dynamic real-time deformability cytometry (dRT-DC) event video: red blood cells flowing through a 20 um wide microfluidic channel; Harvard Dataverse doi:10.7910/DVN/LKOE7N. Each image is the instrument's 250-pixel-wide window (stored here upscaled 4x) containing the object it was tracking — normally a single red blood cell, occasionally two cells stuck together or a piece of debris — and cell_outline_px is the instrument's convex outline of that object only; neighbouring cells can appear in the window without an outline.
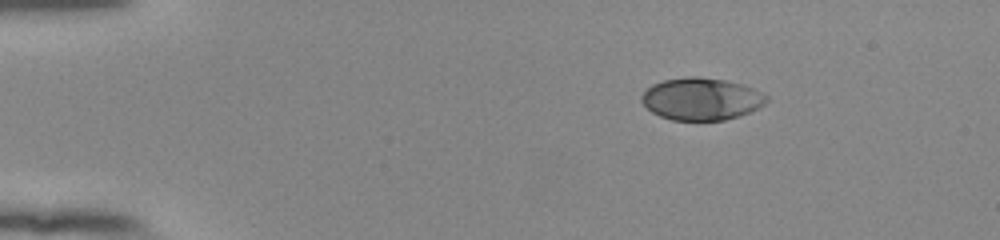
{"species": "human", "species_latin": "Homo sapiens", "temperature_condition": "room temperature", "stored_images_in_passage": 46, "camera_frame_rate_fps": 3000, "um_per_image_px": 0.085, "donor": {"sex": "female"}, "frame": {"image": 1, "passage_image": 1, "time_ms": 0.0, "image_size_px": [1000, 240], "cell_outline_px": [[768, 100], [764, 104], [740, 116], [724, 120], [672, 120], [660, 116], [652, 112], [640, 100], [640, 96], [652, 84], [664, 80], [688, 76], [696, 76], [724, 80], [740, 84], [752, 88], [768, 96]], "centroid_in_image_um": [59.59, 8.41], "position_along_channel_um": 25.4, "area_um2": 30.58}}
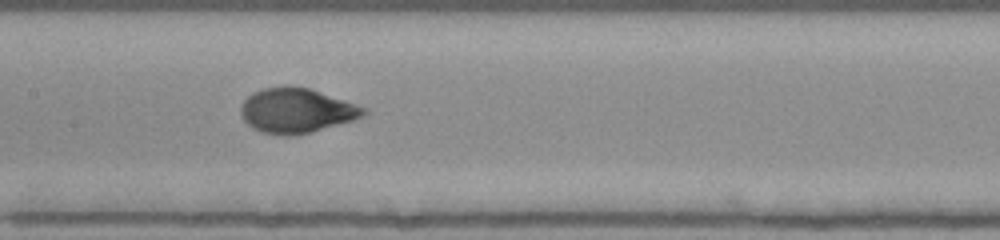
{"frame": {"image": 2, "passage_image": 20, "time_ms": 6.333, "image_size_px": [1000, 240], "cell_outline_px": [[368, 112], [364, 116], [352, 120], [308, 132], [292, 136], [284, 136], [260, 132], [252, 128], [244, 120], [240, 112], [240, 108], [244, 100], [252, 92], [264, 88], [284, 84], [308, 88], [368, 108]], "centroid_in_image_um": [25.16, 9.38], "position_along_channel_um": 182.2, "area_um2": 32.02}}
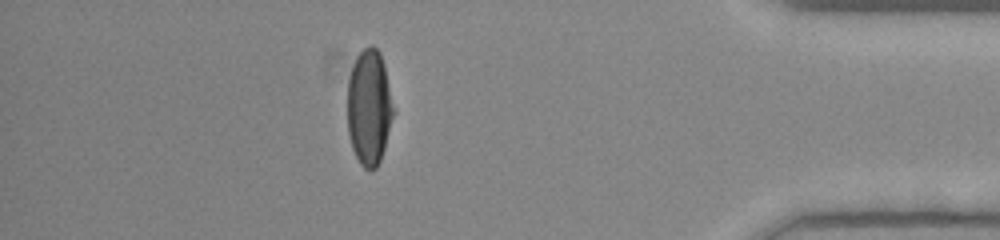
{"frame": {"image": 3, "passage_image": 40, "time_ms": 13.0, "image_size_px": [1000, 240], "cell_outline_px": [[392, 116], [384, 148], [380, 160], [376, 168], [372, 172], [364, 168], [360, 164], [352, 148], [348, 132], [348, 80], [356, 56], [368, 44], [372, 44], [380, 52], [384, 64], [392, 108]], "centroid_in_image_um": [31.34, 9.13], "position_along_channel_um": 403.9, "area_um2": 30.46}, "authors_computed_cell_mechanics": {"area_um2": 31.5299, "velocity_mm_per_s": 3.8786, "shape_relaxation_time_tau1_ms": 3.8164, "shape_relaxation_time_tau2_ms": null, "deformation_change_tau1": 0.2169, "deformation_change_tau2": null}}